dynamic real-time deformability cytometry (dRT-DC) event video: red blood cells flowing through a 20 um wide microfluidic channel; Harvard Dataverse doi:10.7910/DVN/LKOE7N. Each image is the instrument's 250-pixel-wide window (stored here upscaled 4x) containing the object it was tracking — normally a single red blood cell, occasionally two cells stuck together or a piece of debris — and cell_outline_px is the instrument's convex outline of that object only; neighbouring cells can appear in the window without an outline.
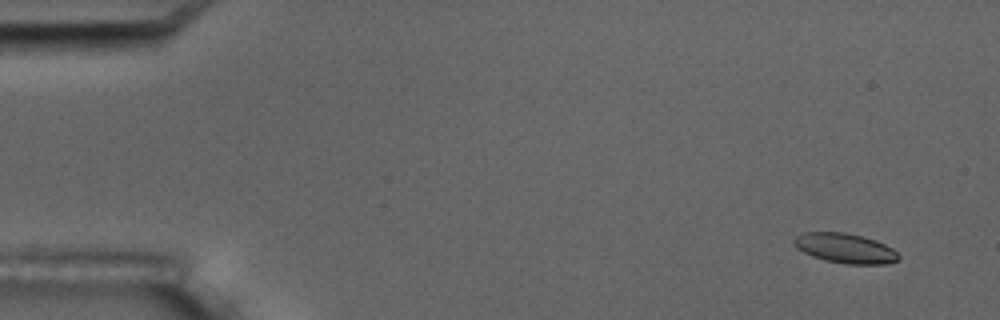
{"species": "common noctule bat (a hibernating species)", "species_latin": "Nyctalus noctula", "temperature_condition": "room temperature", "stored_images_in_passage": 6, "camera_frame_rate_fps": 3000, "um_per_image_px": 0.085, "animal": {"sex": "male", "body_mass_g": 17.5, "forearm_length_mm": 52.3}, "frame": {"image": 1, "passage_image": 1, "time_ms": 0.0, "image_size_px": [1000, 320], "cell_outline_px": [[900, 260], [888, 264], [844, 264], [824, 260], [812, 256], [796, 248], [792, 244], [792, 240], [796, 236], [804, 232], [844, 232], [864, 236], [876, 240], [892, 248], [900, 256]], "centroid_in_image_um": [71.83, 21.1], "position_along_channel_um": 13.2, "area_um2": 18.44}}
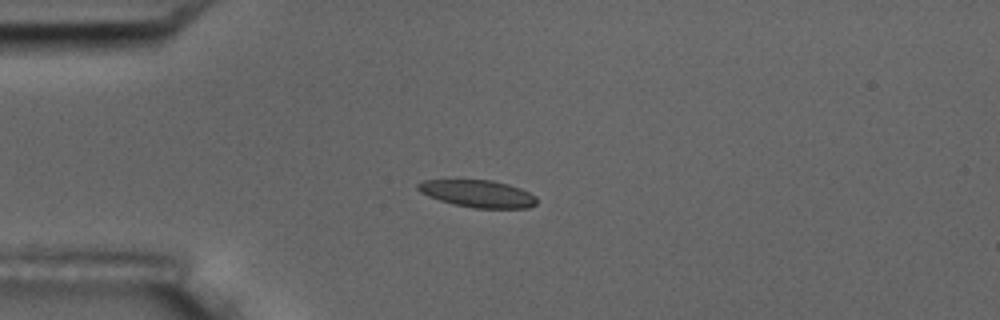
{"frame": {"image": 2, "passage_image": 4, "time_ms": 3.667, "image_size_px": [1000, 320], "cell_outline_px": [[536, 204], [528, 208], [472, 208], [452, 204], [428, 196], [420, 192], [416, 188], [416, 184], [424, 180], [492, 180], [508, 184], [520, 188], [536, 196]], "centroid_in_image_um": [40.6, 16.46], "position_along_channel_um": 44.4, "area_um2": 18.9}}